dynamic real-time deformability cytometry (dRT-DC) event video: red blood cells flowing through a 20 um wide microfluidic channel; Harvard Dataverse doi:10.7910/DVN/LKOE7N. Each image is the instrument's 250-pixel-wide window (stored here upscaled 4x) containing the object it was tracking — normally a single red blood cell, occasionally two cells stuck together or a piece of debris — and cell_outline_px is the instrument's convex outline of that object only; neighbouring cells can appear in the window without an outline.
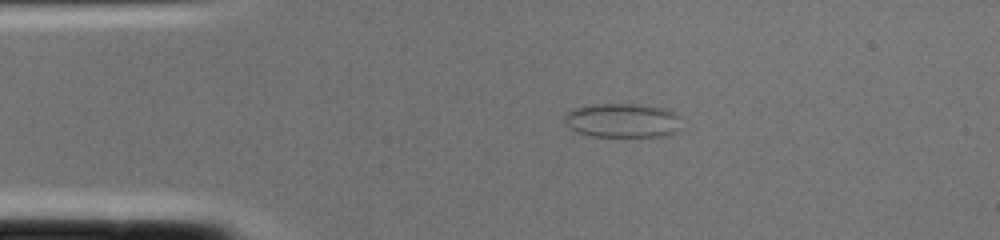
{"species": "common noctule bat (a hibernating species)", "species_latin": "Nyctalus noctula", "temperature_condition": "cold", "stored_images_in_passage": 1, "camera_frame_rate_fps": 3000, "um_per_image_px": 0.085, "animal": {"sex": "female", "body_mass_g": 22.0, "forearm_length_mm": 56.7}, "frame": {"image": 1, "passage_image": 1, "time_ms": 0.0, "image_size_px": [1000, 240], "cell_outline_px": [[680, 132], [668, 136], [592, 136], [576, 132], [564, 120], [564, 116], [572, 108], [584, 104], [636, 104], [664, 108], [680, 116]], "centroid_in_image_um": [52.94, 10.23], "position_along_channel_um": 32.1, "area_um2": 23.58}}